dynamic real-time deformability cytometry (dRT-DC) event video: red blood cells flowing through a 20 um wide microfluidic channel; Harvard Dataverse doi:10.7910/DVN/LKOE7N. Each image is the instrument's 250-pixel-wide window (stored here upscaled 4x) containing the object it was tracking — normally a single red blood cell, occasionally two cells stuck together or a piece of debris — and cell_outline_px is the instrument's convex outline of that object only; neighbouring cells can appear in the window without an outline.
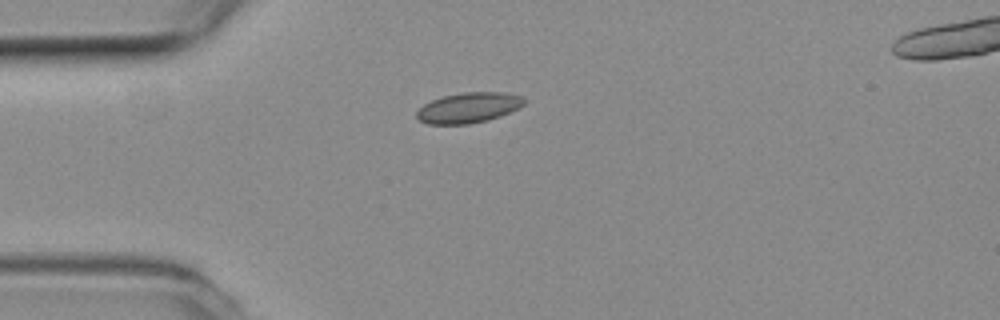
{"species": "common noctule bat (a hibernating species)", "species_latin": "Nyctalus noctula", "temperature_condition": "room temperature", "stored_images_in_passage": 3, "camera_frame_rate_fps": 3000, "um_per_image_px": 0.085, "animal": {"sex": "female", "body_mass_g": 19.3, "forearm_length_mm": 54.1}, "frame": {"image": 1, "passage_image": 1, "time_ms": 0.0, "image_size_px": [1000, 320], "cell_outline_px": [[524, 104], [500, 116], [488, 120], [468, 124], [428, 124], [420, 120], [416, 116], [416, 112], [424, 104], [440, 96], [464, 92], [504, 92], [524, 96]], "centroid_in_image_um": [39.81, 9.14], "position_along_channel_um": 45.2, "area_um2": 18.96}}
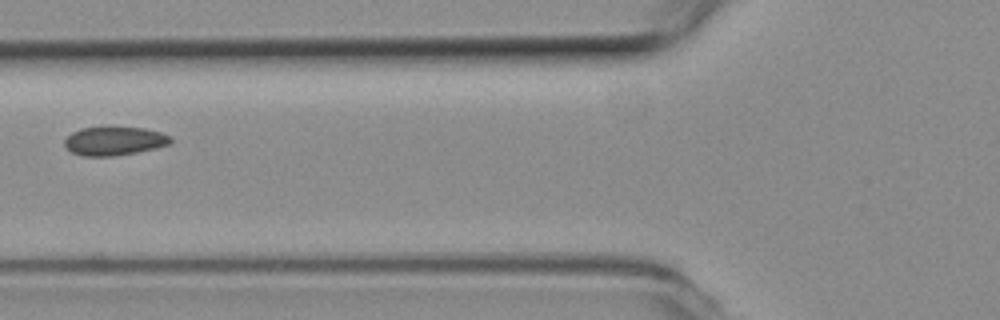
{"frame": {"image": 2, "passage_image": 3, "time_ms": 0.667, "image_size_px": [1000, 320], "cell_outline_px": [[172, 140], [168, 144], [156, 148], [116, 156], [80, 156], [72, 152], [64, 144], [64, 140], [72, 132], [80, 128], [108, 124], [144, 128], [160, 132], [172, 136]], "centroid_in_image_um": [9.7, 11.94], "position_along_channel_um": 116.1, "area_um2": 18.44}}